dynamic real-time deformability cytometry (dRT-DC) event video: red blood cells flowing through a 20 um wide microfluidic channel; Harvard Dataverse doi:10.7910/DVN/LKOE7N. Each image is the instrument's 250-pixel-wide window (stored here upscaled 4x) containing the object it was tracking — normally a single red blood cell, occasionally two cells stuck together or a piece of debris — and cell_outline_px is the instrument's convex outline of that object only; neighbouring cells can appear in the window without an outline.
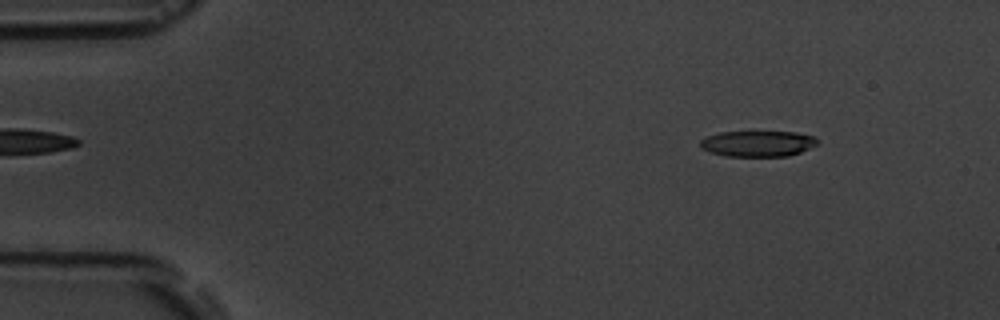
{"species": "common noctule bat (a hibernating species)", "species_latin": "Nyctalus noctula", "temperature_condition": "room temperature", "stored_images_in_passage": 3, "camera_frame_rate_fps": 3000, "um_per_image_px": 0.085, "animal": {"sex": "male", "body_mass_g": 19.5, "forearm_length_mm": 54.6}, "frame": {"image": 1, "passage_image": 1, "time_ms": 0.0, "image_size_px": [1000, 320], "cell_outline_px": [[820, 144], [800, 152], [788, 156], [724, 156], [708, 152], [700, 148], [700, 140], [704, 136], [720, 132], [796, 132], [812, 136], [820, 140]], "centroid_in_image_um": [64.39, 12.21], "position_along_channel_um": 20.6, "area_um2": 17.92}}
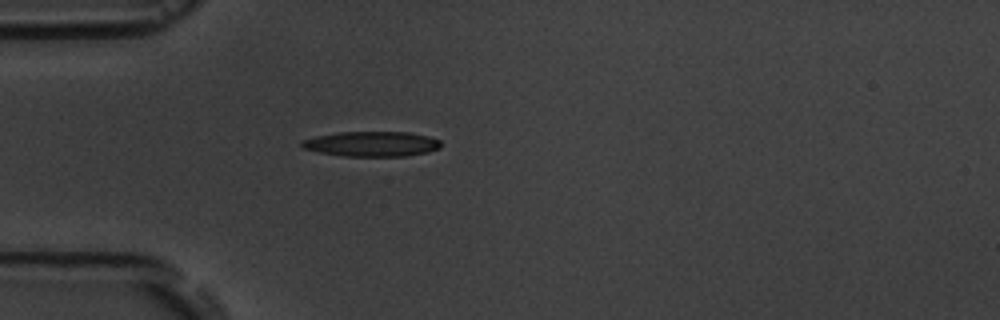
{"frame": {"image": 2, "passage_image": 3, "time_ms": 3.0, "image_size_px": [1000, 320], "cell_outline_px": [[440, 148], [428, 152], [404, 156], [344, 156], [320, 152], [304, 148], [300, 144], [300, 140], [316, 136], [340, 132], [408, 132], [428, 136], [440, 140]], "centroid_in_image_um": [31.6, 12.23], "position_along_channel_um": 53.4, "area_um2": 20.23}}